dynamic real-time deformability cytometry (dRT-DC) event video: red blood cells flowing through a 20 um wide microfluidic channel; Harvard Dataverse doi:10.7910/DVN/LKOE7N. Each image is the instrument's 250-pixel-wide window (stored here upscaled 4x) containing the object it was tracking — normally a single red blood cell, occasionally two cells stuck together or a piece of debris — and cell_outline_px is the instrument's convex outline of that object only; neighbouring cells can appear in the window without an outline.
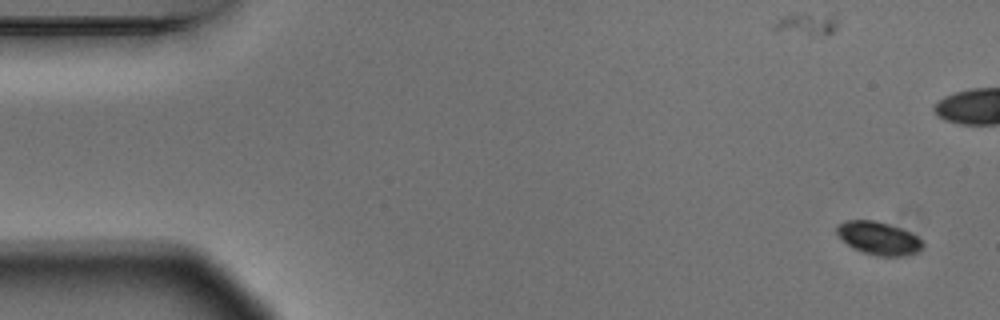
{"species": "Egyptian fruit bat (a non-hibernating species)", "species_latin": "Rousettus aegyptiacus", "temperature_condition": "warm", "stored_images_in_passage": 6, "camera_frame_rate_fps": 3000, "um_per_image_px": 0.085, "animal": {"sex": "male"}, "frame": {"image": 1, "passage_image": 1, "time_ms": 0.0, "image_size_px": [1000, 320], "cell_outline_px": [[924, 248], [920, 252], [904, 256], [876, 256], [852, 248], [836, 232], [836, 224], [844, 220], [872, 220], [888, 224], [900, 228], [924, 240]], "centroid_in_image_um": [74.71, 20.25], "position_along_channel_um": 10.3, "area_um2": 16.65}}
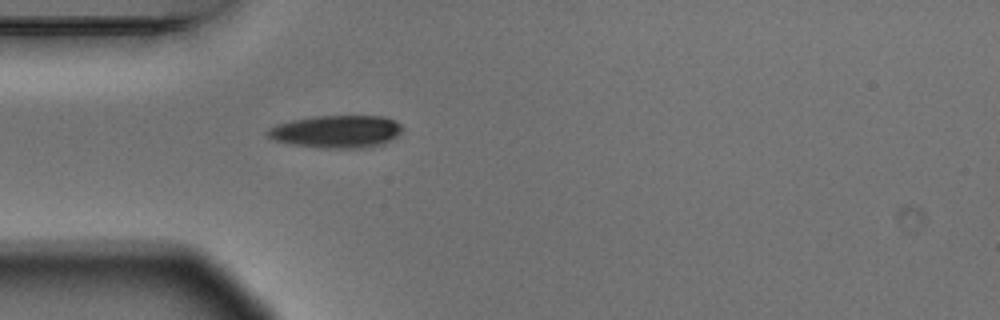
{"frame": {"image": 2, "passage_image": 6, "time_ms": 1.667, "image_size_px": [1000, 320], "cell_outline_px": [[400, 132], [396, 136], [384, 144], [372, 148], [320, 148], [292, 144], [276, 140], [268, 136], [264, 132], [268, 128], [276, 124], [292, 120], [316, 116], [380, 116], [392, 120], [400, 124]], "centroid_in_image_um": [28.57, 11.19], "position_along_channel_um": 56.4, "area_um2": 25.55}}